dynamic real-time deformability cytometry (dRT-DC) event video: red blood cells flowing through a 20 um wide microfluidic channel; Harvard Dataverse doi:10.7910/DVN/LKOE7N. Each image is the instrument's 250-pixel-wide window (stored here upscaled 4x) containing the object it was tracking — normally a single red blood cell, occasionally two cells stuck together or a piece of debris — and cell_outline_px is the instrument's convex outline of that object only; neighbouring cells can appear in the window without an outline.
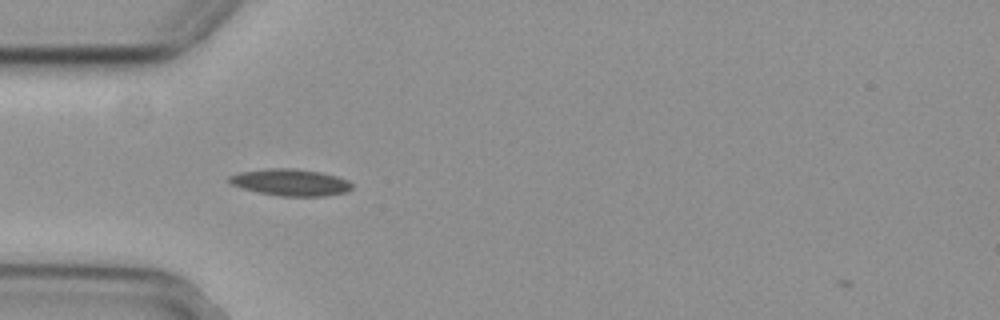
{"species": "common noctule bat (a hibernating species)", "species_latin": "Nyctalus noctula", "temperature_condition": "cold", "stored_images_in_passage": 40, "camera_frame_rate_fps": 3000, "um_per_image_px": 0.085, "animal": {"sex": "female", "body_mass_g": 29.2, "forearm_length_mm": 56.3}, "frame": {"image": 1, "passage_image": 1, "time_ms": 0.0, "image_size_px": [1000, 320], "cell_outline_px": [[352, 188], [344, 192], [324, 196], [280, 196], [256, 192], [240, 188], [232, 184], [228, 180], [228, 176], [240, 172], [268, 168], [288, 168], [320, 172], [336, 176], [348, 180], [352, 184]], "centroid_in_image_um": [24.65, 15.5], "position_along_channel_um": 60.3, "area_um2": 19.07}}
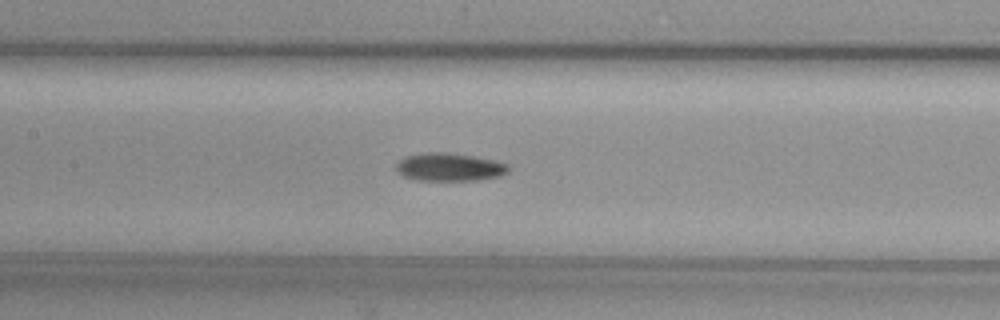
{"frame": {"image": 2, "passage_image": 10, "time_ms": 3.0, "image_size_px": [1000, 320], "cell_outline_px": [[512, 168], [508, 172], [500, 176], [480, 180], [416, 180], [404, 176], [396, 168], [396, 164], [400, 160], [408, 156], [428, 152], [448, 152], [496, 160], [508, 164]], "centroid_in_image_um": [38.28, 14.2], "position_along_channel_um": 169.1, "area_um2": 18.32}}
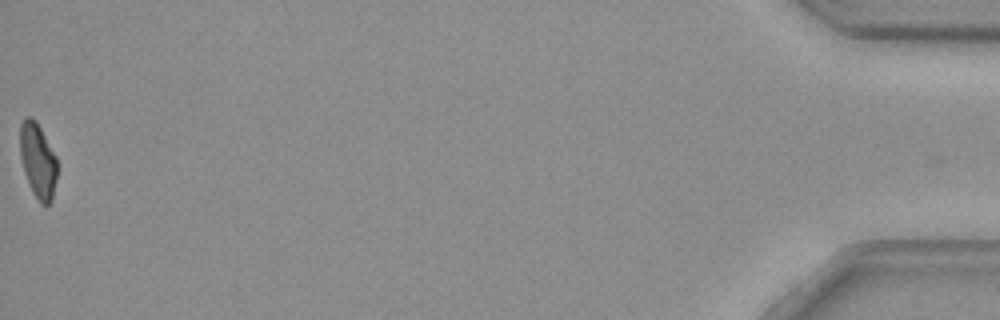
{"frame": {"image": 3, "passage_image": 40, "time_ms": 13.0, "image_size_px": [1000, 320], "cell_outline_px": [[56, 180], [52, 200], [48, 204], [40, 204], [32, 192], [24, 172], [20, 156], [20, 124], [28, 116], [32, 116], [36, 120], [56, 156]], "centroid_in_image_um": [3.21, 13.65], "position_along_channel_um": 432.0, "area_um2": 16.18}}